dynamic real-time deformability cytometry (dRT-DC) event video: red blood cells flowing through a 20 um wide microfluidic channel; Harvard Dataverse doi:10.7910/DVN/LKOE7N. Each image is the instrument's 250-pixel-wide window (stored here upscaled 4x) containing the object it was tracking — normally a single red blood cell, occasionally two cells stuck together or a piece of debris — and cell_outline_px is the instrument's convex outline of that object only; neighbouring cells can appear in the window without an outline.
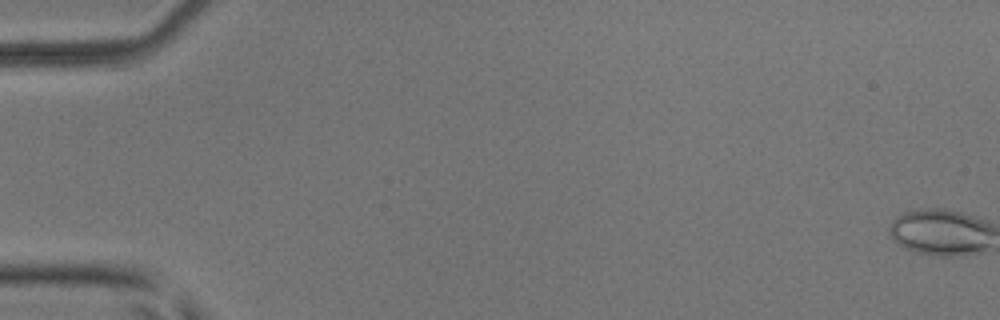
{"species": "common noctule bat (a hibernating species)", "species_latin": "Nyctalus noctula", "temperature_condition": "room temperature", "stored_images_in_passage": 55, "segment_of_instrument_passage": [1, 2], "camera_frame_rate_fps": 3000, "um_per_image_px": 0.085, "animal": {"sex": "male", "body_mass_g": 17.9, "forearm_length_mm": 54.2}, "frame": {"image": 1, "passage_image": 1, "time_ms": 0.0, "image_size_px": [1000, 320], "cell_outline_px": [[980, 228], [976, 248], [924, 248], [912, 244], [904, 240], [912, 216], [952, 216], [964, 220]], "centroid_in_image_um": [80.06, 19.77], "position_along_channel_um": 4.9, "area_um2": 14.97}}
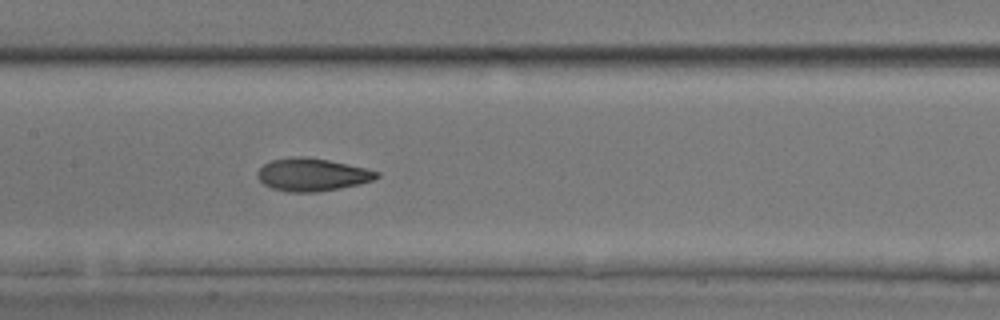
{"frame": {"image": 2, "passage_image": 28, "time_ms": 9.0, "image_size_px": [1000, 320], "cell_outline_px": [[376, 176], [368, 180], [352, 184], [332, 188], [280, 188], [268, 184], [260, 176], [260, 172], [268, 164], [276, 160], [324, 160], [360, 168], [376, 172]], "centroid_in_image_um": [26.6, 14.81], "position_along_channel_um": 180.8, "area_um2": 18.5}}
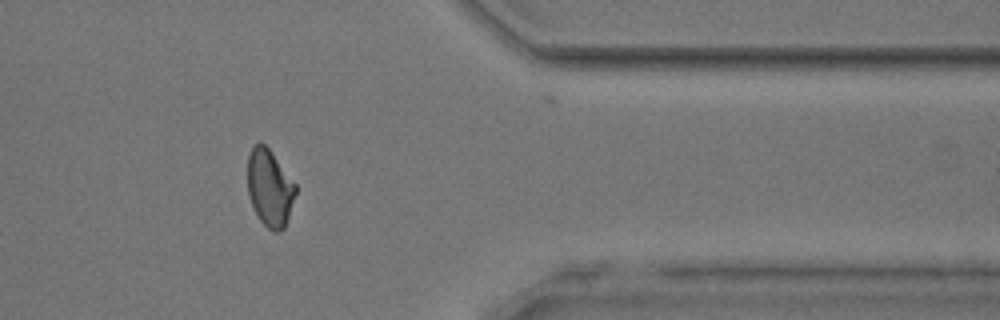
{"frame": {"image": 3, "passage_image": 45, "time_ms": 14.667, "image_size_px": [1000, 320], "cell_outline_px": [[296, 192], [284, 224], [280, 228], [268, 228], [264, 224], [256, 212], [252, 204], [248, 188], [248, 160], [252, 148], [256, 144], [264, 144], [268, 148], [296, 184]], "centroid_in_image_um": [22.91, 15.9], "position_along_channel_um": 388.5, "area_um2": 20.35}}